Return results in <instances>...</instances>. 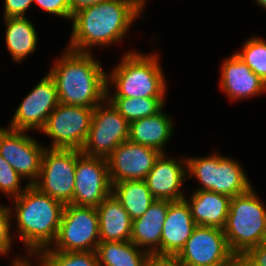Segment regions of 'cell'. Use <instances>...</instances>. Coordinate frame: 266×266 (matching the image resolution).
<instances>
[{
	"label": "cell",
	"instance_id": "cell-28",
	"mask_svg": "<svg viewBox=\"0 0 266 266\" xmlns=\"http://www.w3.org/2000/svg\"><path fill=\"white\" fill-rule=\"evenodd\" d=\"M236 55L266 83V41L262 38L247 39Z\"/></svg>",
	"mask_w": 266,
	"mask_h": 266
},
{
	"label": "cell",
	"instance_id": "cell-26",
	"mask_svg": "<svg viewBox=\"0 0 266 266\" xmlns=\"http://www.w3.org/2000/svg\"><path fill=\"white\" fill-rule=\"evenodd\" d=\"M107 99L129 123L155 115L163 109L165 103V97H107Z\"/></svg>",
	"mask_w": 266,
	"mask_h": 266
},
{
	"label": "cell",
	"instance_id": "cell-38",
	"mask_svg": "<svg viewBox=\"0 0 266 266\" xmlns=\"http://www.w3.org/2000/svg\"><path fill=\"white\" fill-rule=\"evenodd\" d=\"M230 266H245L239 259H237L233 264Z\"/></svg>",
	"mask_w": 266,
	"mask_h": 266
},
{
	"label": "cell",
	"instance_id": "cell-15",
	"mask_svg": "<svg viewBox=\"0 0 266 266\" xmlns=\"http://www.w3.org/2000/svg\"><path fill=\"white\" fill-rule=\"evenodd\" d=\"M160 154L154 148L129 140L119 144L106 158L111 184L145 180Z\"/></svg>",
	"mask_w": 266,
	"mask_h": 266
},
{
	"label": "cell",
	"instance_id": "cell-31",
	"mask_svg": "<svg viewBox=\"0 0 266 266\" xmlns=\"http://www.w3.org/2000/svg\"><path fill=\"white\" fill-rule=\"evenodd\" d=\"M40 8L48 14L57 15L64 19H72L69 0H33Z\"/></svg>",
	"mask_w": 266,
	"mask_h": 266
},
{
	"label": "cell",
	"instance_id": "cell-32",
	"mask_svg": "<svg viewBox=\"0 0 266 266\" xmlns=\"http://www.w3.org/2000/svg\"><path fill=\"white\" fill-rule=\"evenodd\" d=\"M238 259L245 266H266V242L248 249Z\"/></svg>",
	"mask_w": 266,
	"mask_h": 266
},
{
	"label": "cell",
	"instance_id": "cell-16",
	"mask_svg": "<svg viewBox=\"0 0 266 266\" xmlns=\"http://www.w3.org/2000/svg\"><path fill=\"white\" fill-rule=\"evenodd\" d=\"M161 153L148 173L145 182L153 197L158 200L179 201L185 198L183 182L187 177L186 158L178 161Z\"/></svg>",
	"mask_w": 266,
	"mask_h": 266
},
{
	"label": "cell",
	"instance_id": "cell-14",
	"mask_svg": "<svg viewBox=\"0 0 266 266\" xmlns=\"http://www.w3.org/2000/svg\"><path fill=\"white\" fill-rule=\"evenodd\" d=\"M58 104L56 84L48 73L21 101L7 127L20 131H41Z\"/></svg>",
	"mask_w": 266,
	"mask_h": 266
},
{
	"label": "cell",
	"instance_id": "cell-39",
	"mask_svg": "<svg viewBox=\"0 0 266 266\" xmlns=\"http://www.w3.org/2000/svg\"><path fill=\"white\" fill-rule=\"evenodd\" d=\"M22 259H24V258L21 257V256H20V257L18 256L17 258L14 259L13 263L11 264V266H14V262H15V261H20V260H22Z\"/></svg>",
	"mask_w": 266,
	"mask_h": 266
},
{
	"label": "cell",
	"instance_id": "cell-20",
	"mask_svg": "<svg viewBox=\"0 0 266 266\" xmlns=\"http://www.w3.org/2000/svg\"><path fill=\"white\" fill-rule=\"evenodd\" d=\"M191 198H184L190 206L197 226L223 229L230 209L231 198L209 190L193 191Z\"/></svg>",
	"mask_w": 266,
	"mask_h": 266
},
{
	"label": "cell",
	"instance_id": "cell-4",
	"mask_svg": "<svg viewBox=\"0 0 266 266\" xmlns=\"http://www.w3.org/2000/svg\"><path fill=\"white\" fill-rule=\"evenodd\" d=\"M157 54L129 51L107 74V97H165L167 83ZM115 92L110 94V86Z\"/></svg>",
	"mask_w": 266,
	"mask_h": 266
},
{
	"label": "cell",
	"instance_id": "cell-34",
	"mask_svg": "<svg viewBox=\"0 0 266 266\" xmlns=\"http://www.w3.org/2000/svg\"><path fill=\"white\" fill-rule=\"evenodd\" d=\"M145 266H185L177 255L151 253Z\"/></svg>",
	"mask_w": 266,
	"mask_h": 266
},
{
	"label": "cell",
	"instance_id": "cell-18",
	"mask_svg": "<svg viewBox=\"0 0 266 266\" xmlns=\"http://www.w3.org/2000/svg\"><path fill=\"white\" fill-rule=\"evenodd\" d=\"M161 235V254L177 255L197 226L185 199L169 201Z\"/></svg>",
	"mask_w": 266,
	"mask_h": 266
},
{
	"label": "cell",
	"instance_id": "cell-1",
	"mask_svg": "<svg viewBox=\"0 0 266 266\" xmlns=\"http://www.w3.org/2000/svg\"><path fill=\"white\" fill-rule=\"evenodd\" d=\"M145 1L105 0L73 13L67 49L91 53V47L96 45L107 47L121 43L131 25L142 15Z\"/></svg>",
	"mask_w": 266,
	"mask_h": 266
},
{
	"label": "cell",
	"instance_id": "cell-6",
	"mask_svg": "<svg viewBox=\"0 0 266 266\" xmlns=\"http://www.w3.org/2000/svg\"><path fill=\"white\" fill-rule=\"evenodd\" d=\"M187 177L195 176L202 186L195 191L209 190L233 198L246 193L252 186L238 161L217 154L186 157Z\"/></svg>",
	"mask_w": 266,
	"mask_h": 266
},
{
	"label": "cell",
	"instance_id": "cell-30",
	"mask_svg": "<svg viewBox=\"0 0 266 266\" xmlns=\"http://www.w3.org/2000/svg\"><path fill=\"white\" fill-rule=\"evenodd\" d=\"M12 220L10 206L0 203V255L3 256L8 255L12 248Z\"/></svg>",
	"mask_w": 266,
	"mask_h": 266
},
{
	"label": "cell",
	"instance_id": "cell-12",
	"mask_svg": "<svg viewBox=\"0 0 266 266\" xmlns=\"http://www.w3.org/2000/svg\"><path fill=\"white\" fill-rule=\"evenodd\" d=\"M111 193L107 159L76 150L75 185L69 204L97 207Z\"/></svg>",
	"mask_w": 266,
	"mask_h": 266
},
{
	"label": "cell",
	"instance_id": "cell-13",
	"mask_svg": "<svg viewBox=\"0 0 266 266\" xmlns=\"http://www.w3.org/2000/svg\"><path fill=\"white\" fill-rule=\"evenodd\" d=\"M27 131L0 127V155L26 181L33 185L39 178L46 147L30 137Z\"/></svg>",
	"mask_w": 266,
	"mask_h": 266
},
{
	"label": "cell",
	"instance_id": "cell-36",
	"mask_svg": "<svg viewBox=\"0 0 266 266\" xmlns=\"http://www.w3.org/2000/svg\"><path fill=\"white\" fill-rule=\"evenodd\" d=\"M37 263H39V265H36V266H45L43 262L38 258H37ZM14 266H33V265L31 264L30 259L27 257L20 261H15Z\"/></svg>",
	"mask_w": 266,
	"mask_h": 266
},
{
	"label": "cell",
	"instance_id": "cell-24",
	"mask_svg": "<svg viewBox=\"0 0 266 266\" xmlns=\"http://www.w3.org/2000/svg\"><path fill=\"white\" fill-rule=\"evenodd\" d=\"M112 193L121 202L132 220L141 217L156 200L145 180L114 183Z\"/></svg>",
	"mask_w": 266,
	"mask_h": 266
},
{
	"label": "cell",
	"instance_id": "cell-29",
	"mask_svg": "<svg viewBox=\"0 0 266 266\" xmlns=\"http://www.w3.org/2000/svg\"><path fill=\"white\" fill-rule=\"evenodd\" d=\"M22 177L15 171L14 168L0 155V191L7 195L9 199H13L22 194L27 187H21Z\"/></svg>",
	"mask_w": 266,
	"mask_h": 266
},
{
	"label": "cell",
	"instance_id": "cell-27",
	"mask_svg": "<svg viewBox=\"0 0 266 266\" xmlns=\"http://www.w3.org/2000/svg\"><path fill=\"white\" fill-rule=\"evenodd\" d=\"M35 258L40 259L45 266H100L96 251L42 250Z\"/></svg>",
	"mask_w": 266,
	"mask_h": 266
},
{
	"label": "cell",
	"instance_id": "cell-35",
	"mask_svg": "<svg viewBox=\"0 0 266 266\" xmlns=\"http://www.w3.org/2000/svg\"><path fill=\"white\" fill-rule=\"evenodd\" d=\"M102 1H105V0H69V4L71 7V13L73 14L91 5L99 4Z\"/></svg>",
	"mask_w": 266,
	"mask_h": 266
},
{
	"label": "cell",
	"instance_id": "cell-2",
	"mask_svg": "<svg viewBox=\"0 0 266 266\" xmlns=\"http://www.w3.org/2000/svg\"><path fill=\"white\" fill-rule=\"evenodd\" d=\"M48 73L56 84L59 103L95 108L107 98V73L91 53L66 48Z\"/></svg>",
	"mask_w": 266,
	"mask_h": 266
},
{
	"label": "cell",
	"instance_id": "cell-19",
	"mask_svg": "<svg viewBox=\"0 0 266 266\" xmlns=\"http://www.w3.org/2000/svg\"><path fill=\"white\" fill-rule=\"evenodd\" d=\"M168 206V200L156 199L141 217L134 219L130 241L149 254H161V235Z\"/></svg>",
	"mask_w": 266,
	"mask_h": 266
},
{
	"label": "cell",
	"instance_id": "cell-22",
	"mask_svg": "<svg viewBox=\"0 0 266 266\" xmlns=\"http://www.w3.org/2000/svg\"><path fill=\"white\" fill-rule=\"evenodd\" d=\"M163 109L155 115L137 119L129 123L128 140L166 153L164 146L173 135L171 117Z\"/></svg>",
	"mask_w": 266,
	"mask_h": 266
},
{
	"label": "cell",
	"instance_id": "cell-17",
	"mask_svg": "<svg viewBox=\"0 0 266 266\" xmlns=\"http://www.w3.org/2000/svg\"><path fill=\"white\" fill-rule=\"evenodd\" d=\"M220 89L229 100L238 101L266 92V83L235 54L221 66Z\"/></svg>",
	"mask_w": 266,
	"mask_h": 266
},
{
	"label": "cell",
	"instance_id": "cell-5",
	"mask_svg": "<svg viewBox=\"0 0 266 266\" xmlns=\"http://www.w3.org/2000/svg\"><path fill=\"white\" fill-rule=\"evenodd\" d=\"M223 232L237 258L266 242V207L253 187L231 198Z\"/></svg>",
	"mask_w": 266,
	"mask_h": 266
},
{
	"label": "cell",
	"instance_id": "cell-10",
	"mask_svg": "<svg viewBox=\"0 0 266 266\" xmlns=\"http://www.w3.org/2000/svg\"><path fill=\"white\" fill-rule=\"evenodd\" d=\"M76 149L46 148L38 180L33 184L41 193L69 204L73 199Z\"/></svg>",
	"mask_w": 266,
	"mask_h": 266
},
{
	"label": "cell",
	"instance_id": "cell-33",
	"mask_svg": "<svg viewBox=\"0 0 266 266\" xmlns=\"http://www.w3.org/2000/svg\"><path fill=\"white\" fill-rule=\"evenodd\" d=\"M33 0H4V18L25 17Z\"/></svg>",
	"mask_w": 266,
	"mask_h": 266
},
{
	"label": "cell",
	"instance_id": "cell-25",
	"mask_svg": "<svg viewBox=\"0 0 266 266\" xmlns=\"http://www.w3.org/2000/svg\"><path fill=\"white\" fill-rule=\"evenodd\" d=\"M96 253L100 266H145L149 255L131 241L100 242Z\"/></svg>",
	"mask_w": 266,
	"mask_h": 266
},
{
	"label": "cell",
	"instance_id": "cell-23",
	"mask_svg": "<svg viewBox=\"0 0 266 266\" xmlns=\"http://www.w3.org/2000/svg\"><path fill=\"white\" fill-rule=\"evenodd\" d=\"M6 25L5 43L12 60L20 63L32 54L38 44V36L33 22L26 17L4 18Z\"/></svg>",
	"mask_w": 266,
	"mask_h": 266
},
{
	"label": "cell",
	"instance_id": "cell-7",
	"mask_svg": "<svg viewBox=\"0 0 266 266\" xmlns=\"http://www.w3.org/2000/svg\"><path fill=\"white\" fill-rule=\"evenodd\" d=\"M99 243V216L96 207L65 204L56 239L51 247L43 250L96 251Z\"/></svg>",
	"mask_w": 266,
	"mask_h": 266
},
{
	"label": "cell",
	"instance_id": "cell-21",
	"mask_svg": "<svg viewBox=\"0 0 266 266\" xmlns=\"http://www.w3.org/2000/svg\"><path fill=\"white\" fill-rule=\"evenodd\" d=\"M100 242L130 241L133 220L111 193L97 207Z\"/></svg>",
	"mask_w": 266,
	"mask_h": 266
},
{
	"label": "cell",
	"instance_id": "cell-9",
	"mask_svg": "<svg viewBox=\"0 0 266 266\" xmlns=\"http://www.w3.org/2000/svg\"><path fill=\"white\" fill-rule=\"evenodd\" d=\"M129 138V122L106 98L94 108L91 127L80 150L88 156L107 158Z\"/></svg>",
	"mask_w": 266,
	"mask_h": 266
},
{
	"label": "cell",
	"instance_id": "cell-8",
	"mask_svg": "<svg viewBox=\"0 0 266 266\" xmlns=\"http://www.w3.org/2000/svg\"><path fill=\"white\" fill-rule=\"evenodd\" d=\"M94 108L59 103L40 131L51 137L50 149L81 150L91 127Z\"/></svg>",
	"mask_w": 266,
	"mask_h": 266
},
{
	"label": "cell",
	"instance_id": "cell-3",
	"mask_svg": "<svg viewBox=\"0 0 266 266\" xmlns=\"http://www.w3.org/2000/svg\"><path fill=\"white\" fill-rule=\"evenodd\" d=\"M11 200L14 206L10 212L12 217L16 216L17 237L28 254L35 257L55 241L65 204L33 185Z\"/></svg>",
	"mask_w": 266,
	"mask_h": 266
},
{
	"label": "cell",
	"instance_id": "cell-37",
	"mask_svg": "<svg viewBox=\"0 0 266 266\" xmlns=\"http://www.w3.org/2000/svg\"><path fill=\"white\" fill-rule=\"evenodd\" d=\"M257 5L266 9V0H256Z\"/></svg>",
	"mask_w": 266,
	"mask_h": 266
},
{
	"label": "cell",
	"instance_id": "cell-11",
	"mask_svg": "<svg viewBox=\"0 0 266 266\" xmlns=\"http://www.w3.org/2000/svg\"><path fill=\"white\" fill-rule=\"evenodd\" d=\"M177 257L185 266H230L238 259L223 229L207 226L194 228Z\"/></svg>",
	"mask_w": 266,
	"mask_h": 266
}]
</instances>
